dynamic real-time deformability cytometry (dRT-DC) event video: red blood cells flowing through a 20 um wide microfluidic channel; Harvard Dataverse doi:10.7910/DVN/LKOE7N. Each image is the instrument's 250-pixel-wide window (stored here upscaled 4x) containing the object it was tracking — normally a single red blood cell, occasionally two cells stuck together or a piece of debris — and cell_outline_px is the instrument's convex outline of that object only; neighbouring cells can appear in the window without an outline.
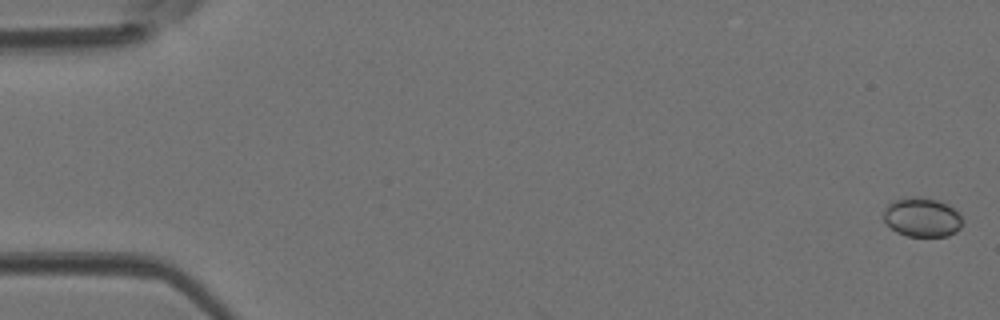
{"species": "Egyptian fruit bat (a non-hibernating species)", "species_latin": "Rousettus aegyptiacus", "temperature_condition": "room temperature", "stored_images_in_passage": 46, "camera_frame_rate_fps": 3000, "um_per_image_px": 0.085, "animal": {"sex": "female"}, "frame": {"image": 1, "passage_image": 1, "time_ms": 0.0, "image_size_px": [1000, 320], "cell_outline_px": [[964, 220], [960, 228], [956, 232], [948, 236], [908, 236], [896, 232], [884, 220], [884, 208], [888, 204], [896, 200], [912, 196], [916, 196], [940, 200], [948, 204]], "centroid_in_image_um": [78.39, 18.46], "position_along_channel_um": 6.6, "area_um2": 18.03}}
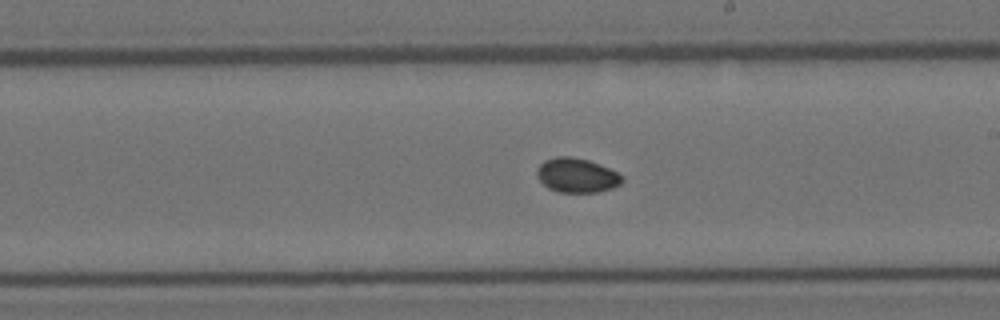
{"frame": {"image": 2, "passage_image": 27, "time_ms": 8.667, "image_size_px": [1000, 320], "cell_outline_px": [[624, 180], [620, 184], [612, 188], [596, 192], [560, 192], [548, 188], [536, 176], [536, 168], [544, 160], [556, 156], [572, 156], [588, 160], [600, 164], [624, 176]], "centroid_in_image_um": [49.01, 14.89], "position_along_channel_um": 240.0, "area_um2": 17.17}}
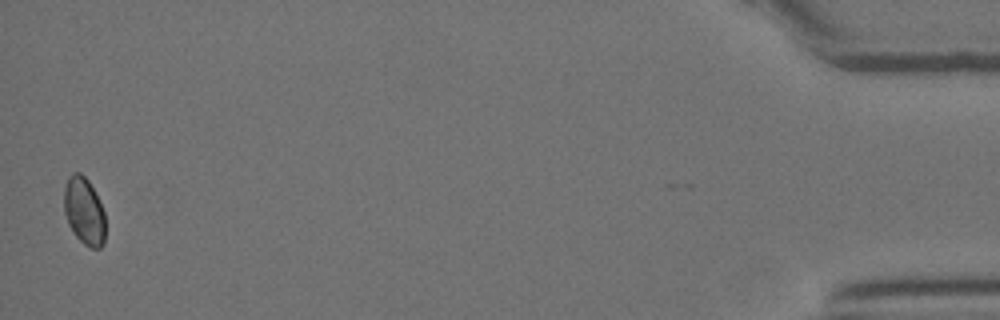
{"frame": {"image": 3, "passage_image": 46, "time_ms": 15.0, "image_size_px": [1000, 320], "cell_outline_px": [[104, 244], [100, 248], [92, 248], [84, 244], [72, 232], [68, 224], [64, 212], [64, 188], [68, 176], [72, 172], [80, 172], [88, 180], [104, 212]], "centroid_in_image_um": [7.12, 17.94], "position_along_channel_um": 428.1, "area_um2": 16.13}}